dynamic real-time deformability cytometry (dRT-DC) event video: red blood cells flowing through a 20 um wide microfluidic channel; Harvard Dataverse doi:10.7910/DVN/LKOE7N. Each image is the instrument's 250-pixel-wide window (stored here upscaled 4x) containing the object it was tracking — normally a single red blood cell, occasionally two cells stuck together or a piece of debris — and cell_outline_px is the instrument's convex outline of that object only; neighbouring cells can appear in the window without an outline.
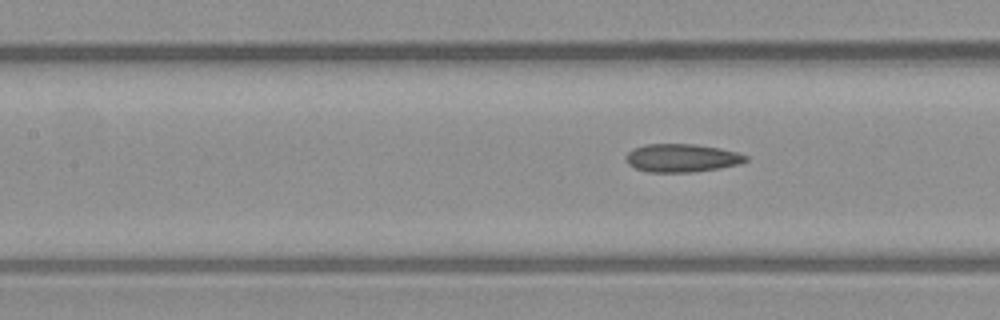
{"species": "common noctule bat (a hibernating species)", "species_latin": "Nyctalus noctula", "temperature_condition": "warm", "stored_images_in_passage": 6, "segment_of_instrument_passage": [2, 2], "camera_frame_rate_fps": 3000, "um_per_image_px": 0.085, "animal": {"sex": "male", "body_mass_g": 23.1, "forearm_length_mm": 52.7}, "frame": {"image": 1, "passage_image": 6, "time_ms": 8.333, "image_size_px": [1000, 320], "cell_outline_px": [[748, 160], [740, 164], [720, 168], [692, 172], [648, 172], [636, 168], [628, 164], [624, 160], [624, 156], [632, 148], [644, 144], [696, 144], [720, 148], [736, 152], [748, 156]], "centroid_in_image_um": [57.92, 13.42], "position_along_channel_um": 149.5, "area_um2": 19.88}}